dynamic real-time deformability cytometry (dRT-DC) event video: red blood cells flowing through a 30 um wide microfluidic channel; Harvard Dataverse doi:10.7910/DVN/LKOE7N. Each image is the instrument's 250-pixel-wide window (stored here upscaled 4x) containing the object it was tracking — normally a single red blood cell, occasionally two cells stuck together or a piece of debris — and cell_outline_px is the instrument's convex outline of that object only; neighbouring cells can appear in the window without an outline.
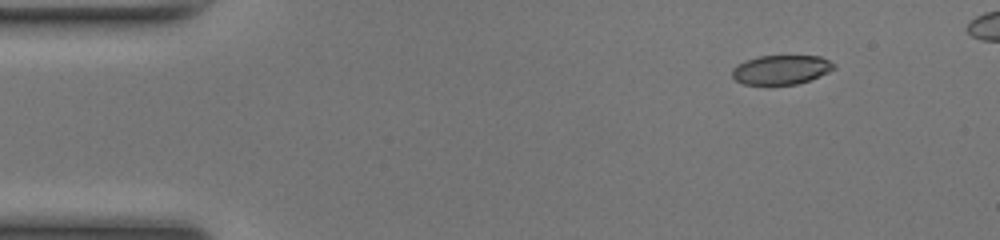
{"species": "common noctule bat (a hibernating species)", "species_latin": "Nyctalus noctula", "temperature_condition": "room temperature", "stored_images_in_passage": 41, "camera_frame_rate_fps": 3000, "um_per_image_px": 0.085, "animal": {"sex": "female", "body_mass_g": 17.0, "forearm_length_mm": 48.0}, "frame": {"image": 1, "passage_image": 1, "time_ms": 0.0, "image_size_px": [1000, 240], "cell_outline_px": [[836, 68], [820, 76], [796, 84], [744, 84], [736, 80], [732, 76], [732, 68], [748, 60], [760, 56], [820, 56], [836, 64]], "centroid_in_image_um": [66.43, 5.92], "position_along_channel_um": 18.6, "area_um2": 17.11}}
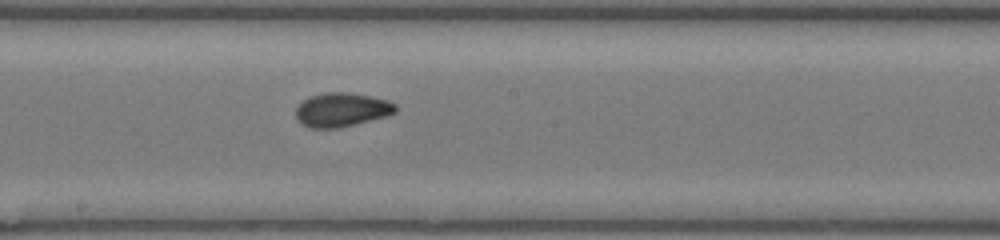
{"frame": {"image": 2, "passage_image": 22, "time_ms": 7.0, "image_size_px": [1000, 240], "cell_outline_px": [[396, 112], [388, 116], [340, 128], [308, 128], [300, 124], [296, 120], [296, 108], [308, 96], [328, 92], [348, 92], [388, 100], [396, 104]], "centroid_in_image_um": [29.03, 9.34], "position_along_channel_um": 219.2, "area_um2": 19.94}}
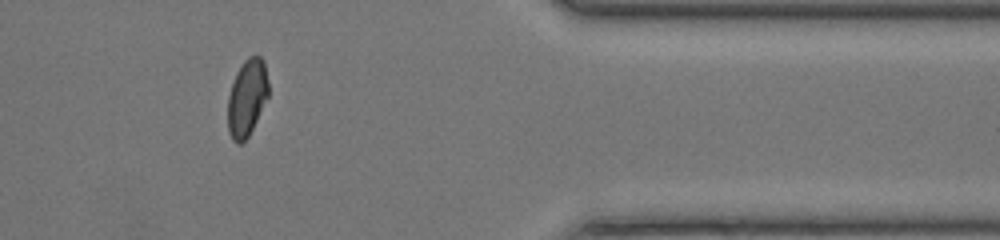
{"frame": {"image": 3, "passage_image": 36, "time_ms": 11.667, "image_size_px": [1000, 240], "cell_outline_px": [[268, 96], [248, 136], [240, 144], [236, 144], [232, 140], [228, 132], [228, 96], [236, 72], [244, 60], [248, 56], [260, 56], [264, 60], [268, 84]], "centroid_in_image_um": [20.98, 8.3], "position_along_channel_um": 390.4, "area_um2": 18.09}}